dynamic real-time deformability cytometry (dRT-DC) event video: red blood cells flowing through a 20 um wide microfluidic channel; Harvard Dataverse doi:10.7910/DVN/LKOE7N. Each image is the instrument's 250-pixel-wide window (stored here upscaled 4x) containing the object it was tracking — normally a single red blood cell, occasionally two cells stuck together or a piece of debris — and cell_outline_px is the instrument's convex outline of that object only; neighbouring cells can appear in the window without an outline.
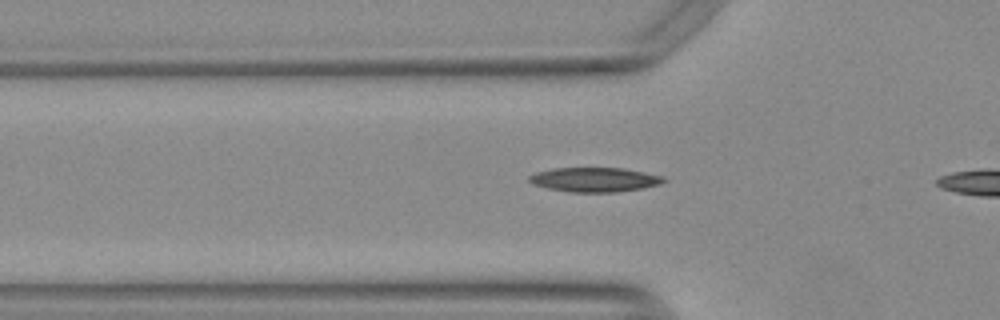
{"species": "Egyptian fruit bat (a non-hibernating species)", "species_latin": "Rousettus aegyptiacus", "temperature_condition": "warm", "stored_images_in_passage": 28, "camera_frame_rate_fps": 3000, "um_per_image_px": 0.085, "animal": {"sex": "female"}, "frame": {"image": 1, "passage_image": 9, "time_ms": 2.667, "image_size_px": [1000, 320], "cell_outline_px": [[668, 180], [660, 184], [640, 188], [616, 192], [568, 192], [548, 188], [532, 184], [528, 180], [528, 176], [536, 172], [552, 168], [624, 168], [664, 176]], "centroid_in_image_um": [50.53, 15.26], "position_along_channel_um": 75.3, "area_um2": 19.19}}
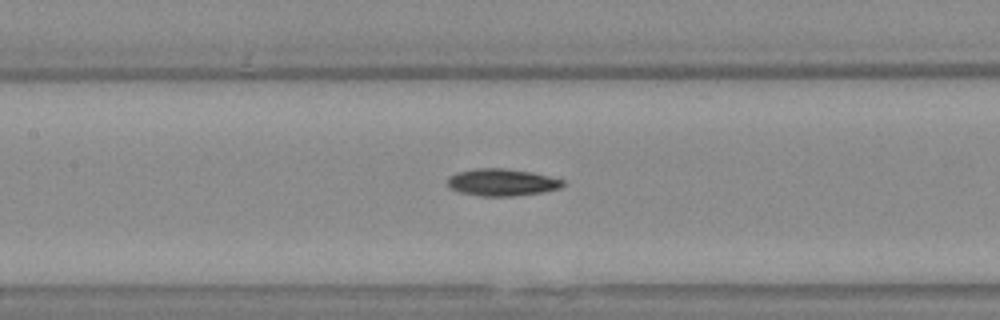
{"frame": {"image": 2, "passage_image": 16, "time_ms": 5.0, "image_size_px": [1000, 320], "cell_outline_px": [[564, 184], [560, 188], [540, 192], [512, 196], [480, 196], [460, 192], [452, 188], [448, 184], [448, 180], [452, 176], [460, 172], [476, 168], [504, 168], [528, 172], [564, 180]], "centroid_in_image_um": [42.67, 15.5], "position_along_channel_um": 164.7, "area_um2": 17.69}}
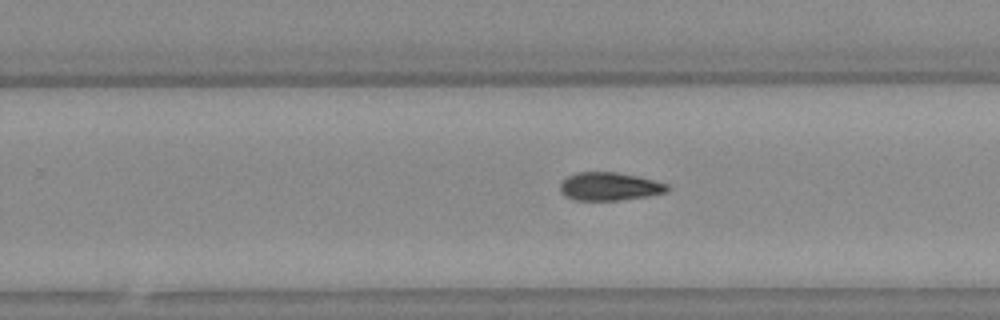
{"frame": {"image": 3, "passage_image": 25, "time_ms": 8.0, "image_size_px": [1000, 320], "cell_outline_px": [[668, 192], [648, 196], [616, 200], [576, 200], [564, 196], [560, 192], [560, 184], [568, 176], [576, 172], [616, 172], [636, 176], [668, 184]], "centroid_in_image_um": [51.78, 15.85], "position_along_channel_um": 278.0, "area_um2": 17.46}}